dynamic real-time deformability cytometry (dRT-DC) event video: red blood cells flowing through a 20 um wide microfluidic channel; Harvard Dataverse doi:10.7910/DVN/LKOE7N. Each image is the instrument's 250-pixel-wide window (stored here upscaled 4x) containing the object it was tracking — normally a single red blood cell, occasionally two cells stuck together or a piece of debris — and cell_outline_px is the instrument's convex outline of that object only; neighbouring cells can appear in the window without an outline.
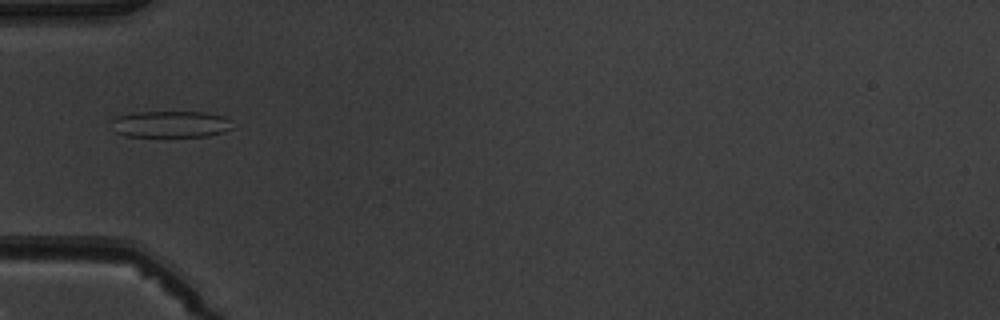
{"species": "common noctule bat (a hibernating species)", "species_latin": "Nyctalus noctula", "temperature_condition": "warm", "stored_images_in_passage": 6, "camera_frame_rate_fps": 3000, "um_per_image_px": 0.085, "animal": {"sex": "male", "body_mass_g": 19.5, "forearm_length_mm": 54.6}, "frame": {"image": 1, "passage_image": 5, "time_ms": 4.667, "image_size_px": [1000, 320], "cell_outline_px": [[236, 128], [224, 132], [208, 136], [124, 136], [112, 132], [108, 120], [116, 116], [132, 112], [204, 112], [224, 116]], "centroid_in_image_um": [14.42, 10.55], "position_along_channel_um": 70.6, "area_um2": 19.25}}